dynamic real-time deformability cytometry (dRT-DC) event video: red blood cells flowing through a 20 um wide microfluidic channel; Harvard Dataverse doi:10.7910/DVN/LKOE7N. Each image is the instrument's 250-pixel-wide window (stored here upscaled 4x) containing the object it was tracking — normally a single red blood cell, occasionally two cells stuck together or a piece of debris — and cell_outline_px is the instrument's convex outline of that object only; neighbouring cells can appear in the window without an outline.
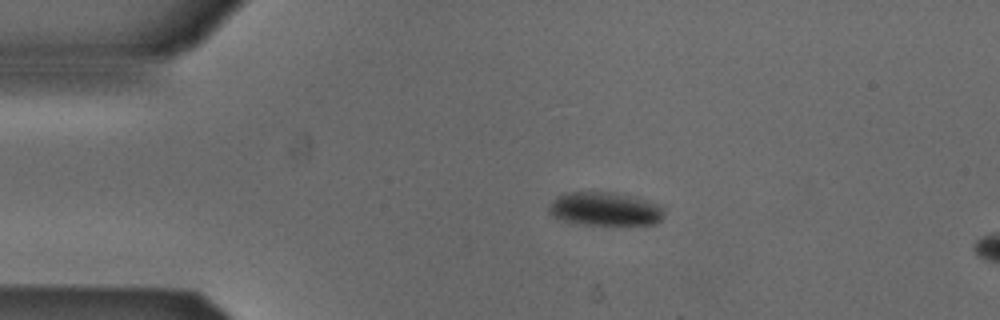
{"species": "Egyptian fruit bat (a non-hibernating species)", "species_latin": "Rousettus aegyptiacus", "temperature_condition": "cold", "stored_images_in_passage": 6, "camera_frame_rate_fps": 3000, "um_per_image_px": 0.085, "animal": {"sex": "male"}, "frame": {"image": 1, "passage_image": 1, "time_ms": 0.0, "image_size_px": [1000, 320], "cell_outline_px": [[664, 216], [656, 224], [568, 224], [552, 216], [548, 212], [548, 208], [556, 196], [564, 192], [608, 192], [644, 200], [660, 204], [664, 212]], "centroid_in_image_um": [51.34, 17.78], "position_along_channel_um": 33.7, "area_um2": 22.48}}